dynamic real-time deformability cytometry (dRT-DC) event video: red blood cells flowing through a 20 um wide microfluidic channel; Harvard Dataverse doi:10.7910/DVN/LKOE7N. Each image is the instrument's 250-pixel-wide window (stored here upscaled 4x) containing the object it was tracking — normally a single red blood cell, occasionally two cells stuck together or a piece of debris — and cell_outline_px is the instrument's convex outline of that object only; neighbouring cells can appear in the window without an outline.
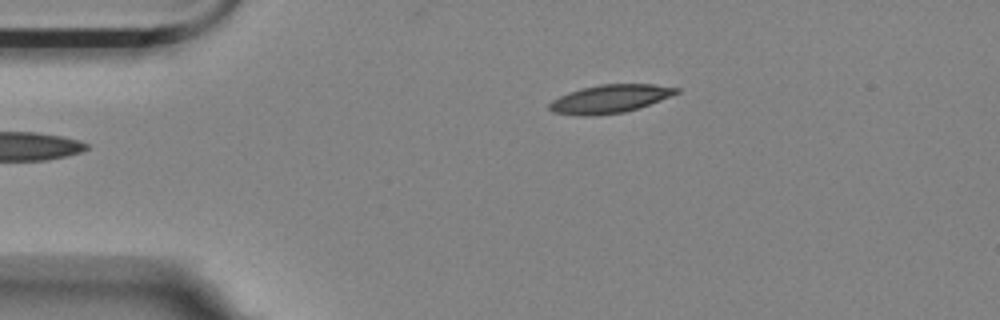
{"species": "Egyptian fruit bat (a non-hibernating species)", "species_latin": "Rousettus aegyptiacus", "temperature_condition": "room temperature", "stored_images_in_passage": 7, "camera_frame_rate_fps": 3000, "um_per_image_px": 0.085, "animal": {"sex": "female"}, "frame": {"image": 1, "passage_image": 1, "time_ms": 0.0, "image_size_px": [1000, 320], "cell_outline_px": [[680, 92], [660, 100], [624, 112], [592, 116], [576, 116], [552, 112], [548, 108], [548, 104], [552, 100], [568, 92], [580, 88], [600, 84], [652, 84], [680, 88]], "centroid_in_image_um": [51.78, 8.4], "position_along_channel_um": 33.2, "area_um2": 20.92}}